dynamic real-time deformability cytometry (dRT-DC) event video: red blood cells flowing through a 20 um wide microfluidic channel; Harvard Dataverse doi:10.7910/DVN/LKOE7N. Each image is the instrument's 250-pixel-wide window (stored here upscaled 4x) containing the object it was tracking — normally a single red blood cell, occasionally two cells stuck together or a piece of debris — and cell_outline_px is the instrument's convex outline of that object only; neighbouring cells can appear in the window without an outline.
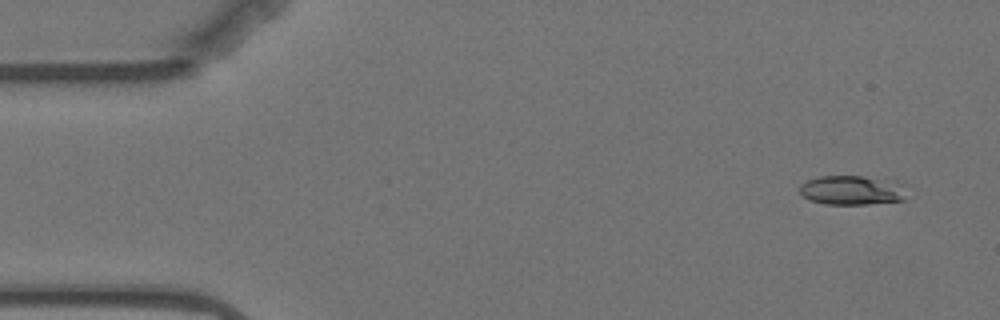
{"species": "Egyptian fruit bat (a non-hibernating species)", "species_latin": "Rousettus aegyptiacus", "temperature_condition": "warm", "stored_images_in_passage": 8, "camera_frame_rate_fps": 3000, "um_per_image_px": 0.085, "animal": {"sex": "female"}, "frame": {"image": 1, "passage_image": 1, "time_ms": 0.0, "image_size_px": [1000, 320], "cell_outline_px": [[904, 200], [868, 204], [824, 204], [812, 200], [804, 196], [800, 192], [800, 184], [808, 180], [820, 176], [864, 176], [896, 180], [904, 184]], "centroid_in_image_um": [72.45, 16.15], "position_along_channel_um": 12.5, "area_um2": 18.38}}
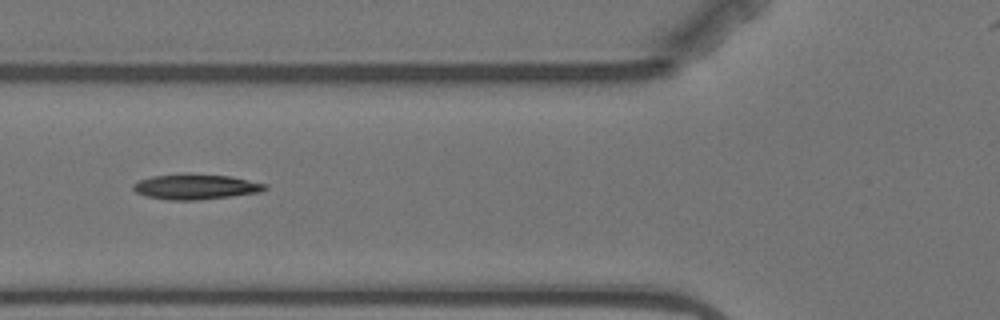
{"frame": {"image": 2, "passage_image": 5, "time_ms": 5.667, "image_size_px": [1000, 320], "cell_outline_px": [[268, 188], [260, 192], [232, 196], [196, 200], [168, 200], [148, 196], [136, 192], [132, 188], [132, 184], [140, 180], [152, 176], [232, 176], [268, 184]], "centroid_in_image_um": [16.69, 15.91], "position_along_channel_um": 109.1, "area_um2": 18.61}}
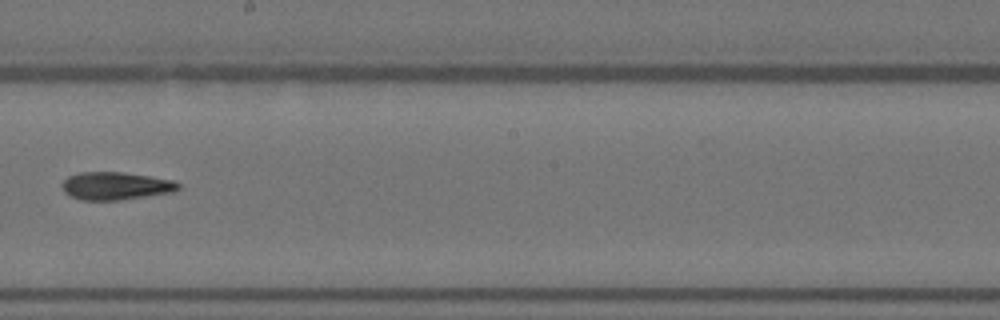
{"frame": {"image": 3, "passage_image": 8, "time_ms": 9.333, "image_size_px": [1000, 320], "cell_outline_px": [[180, 188], [172, 192], [120, 200], [80, 200], [68, 196], [64, 192], [60, 184], [68, 176], [80, 172], [120, 172], [148, 176], [172, 180], [180, 184]], "centroid_in_image_um": [9.77, 15.81], "position_along_channel_um": 238.4, "area_um2": 18.84}}